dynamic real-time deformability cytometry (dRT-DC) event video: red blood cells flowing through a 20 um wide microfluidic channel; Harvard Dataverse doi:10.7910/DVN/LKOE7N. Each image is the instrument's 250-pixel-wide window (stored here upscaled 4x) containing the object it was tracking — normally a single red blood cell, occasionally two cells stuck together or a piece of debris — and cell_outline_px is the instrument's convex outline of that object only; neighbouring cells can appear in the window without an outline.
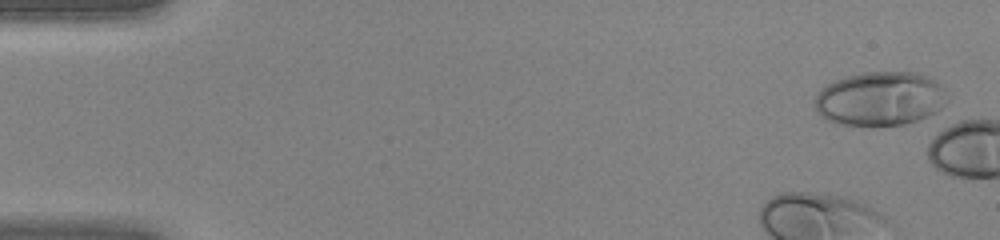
{"species": "human", "species_latin": "Homo sapiens", "temperature_condition": "warm", "stored_images_in_passage": 5, "camera_frame_rate_fps": 3000, "um_per_image_px": 0.085, "donor": {"sex": "female"}, "frame": {"image": 1, "passage_image": 2, "time_ms": 0.333, "image_size_px": [1000, 240], "cell_outline_px": [[940, 108], [936, 112], [916, 120], [904, 124], [836, 124], [820, 116], [812, 100], [816, 92], [820, 88], [836, 80], [860, 72], [916, 72], [928, 76], [940, 84]], "centroid_in_image_um": [74.67, 8.37], "position_along_channel_um": 10.3, "area_um2": 40.81}}